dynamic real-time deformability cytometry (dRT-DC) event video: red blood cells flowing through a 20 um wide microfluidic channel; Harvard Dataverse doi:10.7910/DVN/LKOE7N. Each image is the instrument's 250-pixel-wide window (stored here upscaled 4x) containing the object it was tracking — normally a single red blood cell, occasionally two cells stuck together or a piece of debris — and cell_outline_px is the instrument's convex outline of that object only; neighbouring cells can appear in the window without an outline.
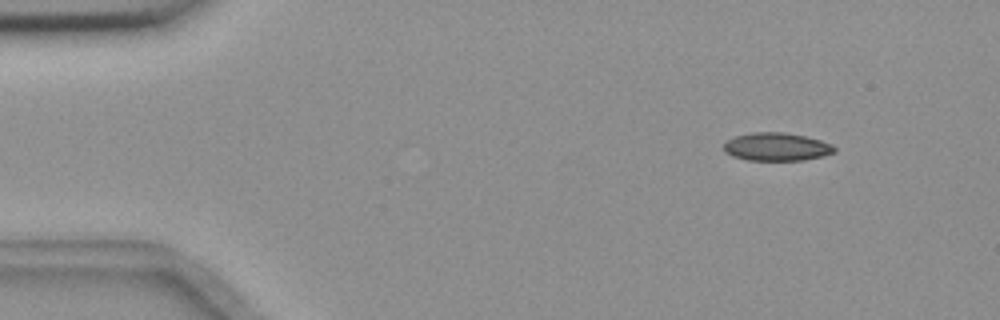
{"species": "common noctule bat (a hibernating species)", "species_latin": "Nyctalus noctula", "temperature_condition": "room temperature", "stored_images_in_passage": 50, "camera_frame_rate_fps": 3000, "um_per_image_px": 0.085, "animal": {"sex": "female", "body_mass_g": 18.4}, "frame": {"image": 1, "passage_image": 1, "time_ms": 0.0, "image_size_px": [1000, 320], "cell_outline_px": [[836, 152], [804, 160], [748, 160], [732, 156], [724, 152], [724, 144], [728, 140], [736, 136], [752, 132], [784, 132], [804, 136], [820, 140], [832, 144], [836, 148]], "centroid_in_image_um": [66.01, 12.48], "position_along_channel_um": 19.0, "area_um2": 18.03}}
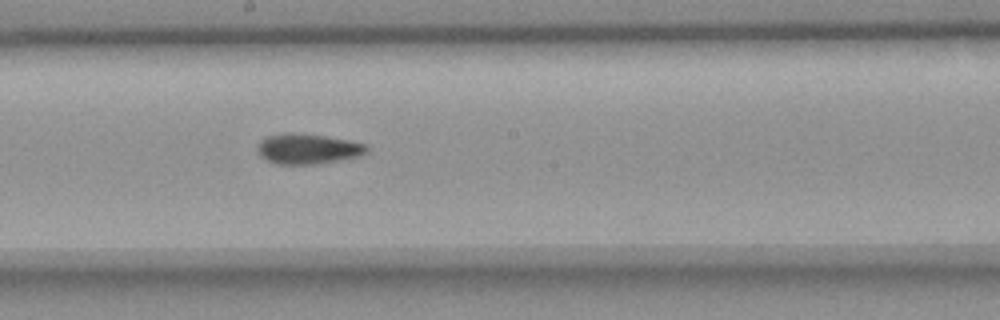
{"frame": {"image": 2, "passage_image": 25, "time_ms": 8.0, "image_size_px": [1000, 320], "cell_outline_px": [[368, 152], [360, 156], [316, 164], [276, 164], [260, 156], [256, 148], [256, 144], [260, 140], [268, 136], [284, 132], [288, 132], [324, 136], [352, 140], [368, 144]], "centroid_in_image_um": [26.17, 12.64], "position_along_channel_um": 222.0, "area_um2": 19.48}}
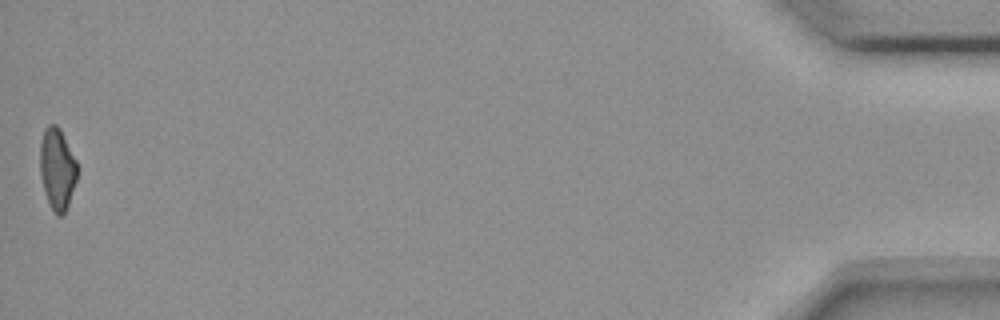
{"frame": {"image": 3, "passage_image": 50, "time_ms": 16.333, "image_size_px": [1000, 320], "cell_outline_px": [[76, 180], [68, 204], [64, 212], [60, 216], [56, 216], [48, 200], [44, 188], [40, 172], [40, 144], [44, 128], [48, 124], [56, 124], [60, 128], [76, 160]], "centroid_in_image_um": [4.85, 14.3], "position_along_channel_um": 430.3, "area_um2": 17.34}, "authors_computed_cell_mechanics": {"area_um2": 18.7272, "velocity_mm_per_s": 3.667, "shape_relaxation_time_tau1_ms": 10.0682, "shape_relaxation_time_tau2_ms": 3.4475, "deformation_change_tau1": 0.209, "deformation_change_tau2": 0.089}}